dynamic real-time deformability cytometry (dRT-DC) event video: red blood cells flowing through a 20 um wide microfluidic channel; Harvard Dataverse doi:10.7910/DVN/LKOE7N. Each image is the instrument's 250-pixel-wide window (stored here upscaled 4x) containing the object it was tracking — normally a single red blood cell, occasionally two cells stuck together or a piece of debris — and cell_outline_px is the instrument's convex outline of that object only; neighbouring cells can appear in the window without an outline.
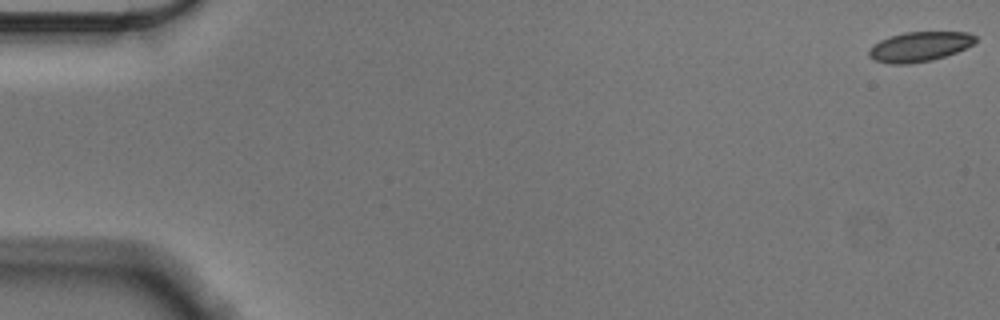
{"species": "Egyptian fruit bat (a non-hibernating species)", "species_latin": "Rousettus aegyptiacus", "temperature_condition": "cold", "stored_images_in_passage": 57, "camera_frame_rate_fps": 3000, "um_per_image_px": 0.085, "animal": {"sex": "male"}, "frame": {"image": 1, "passage_image": 1, "time_ms": 0.0, "image_size_px": [1000, 320], "cell_outline_px": [[976, 40], [972, 44], [956, 52], [932, 60], [908, 64], [888, 64], [872, 60], [868, 56], [868, 48], [872, 44], [880, 40], [904, 32], [968, 32], [976, 36]], "centroid_in_image_um": [78.09, 3.97], "position_along_channel_um": 6.9, "area_um2": 18.55}}
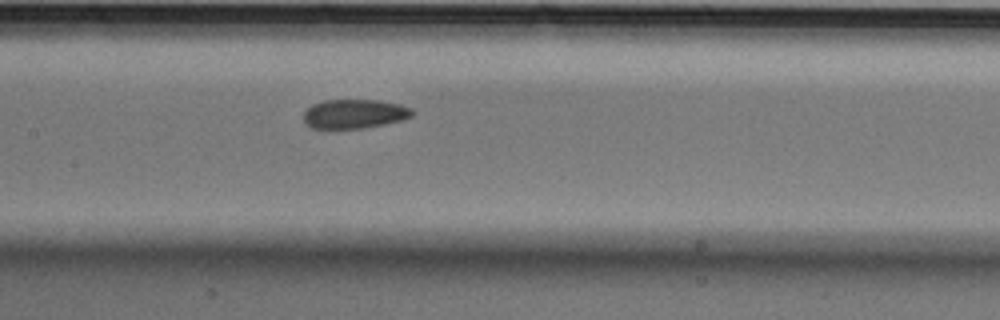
{"frame": {"image": 2, "passage_image": 28, "time_ms": 9.0, "image_size_px": [1000, 320], "cell_outline_px": [[412, 116], [404, 120], [364, 128], [332, 132], [312, 128], [304, 120], [304, 112], [312, 104], [324, 100], [376, 100], [400, 104], [412, 108]], "centroid_in_image_um": [30.08, 9.72], "position_along_channel_um": 177.3, "area_um2": 19.13}}
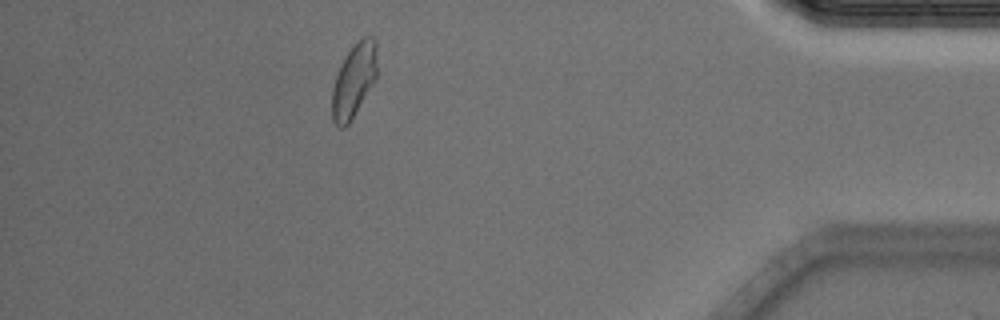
{"frame": {"image": 3, "passage_image": 51, "time_ms": 16.667, "image_size_px": [1000, 320], "cell_outline_px": [[376, 76], [372, 84], [348, 124], [344, 128], [340, 128], [332, 120], [332, 88], [336, 76], [348, 52], [364, 36], [372, 36], [376, 40]], "centroid_in_image_um": [30.07, 6.85], "position_along_channel_um": 405.1, "area_um2": 18.67}, "authors_computed_cell_mechanics": {"area_um2": 19.3052, "velocity_mm_per_s": 3.5443, "shape_relaxation_time_tau1_ms": 9.8791, "shape_relaxation_time_tau2_ms": 2.43, "deformation_change_tau1": 0.1447, "deformation_change_tau2": 0.0631}}